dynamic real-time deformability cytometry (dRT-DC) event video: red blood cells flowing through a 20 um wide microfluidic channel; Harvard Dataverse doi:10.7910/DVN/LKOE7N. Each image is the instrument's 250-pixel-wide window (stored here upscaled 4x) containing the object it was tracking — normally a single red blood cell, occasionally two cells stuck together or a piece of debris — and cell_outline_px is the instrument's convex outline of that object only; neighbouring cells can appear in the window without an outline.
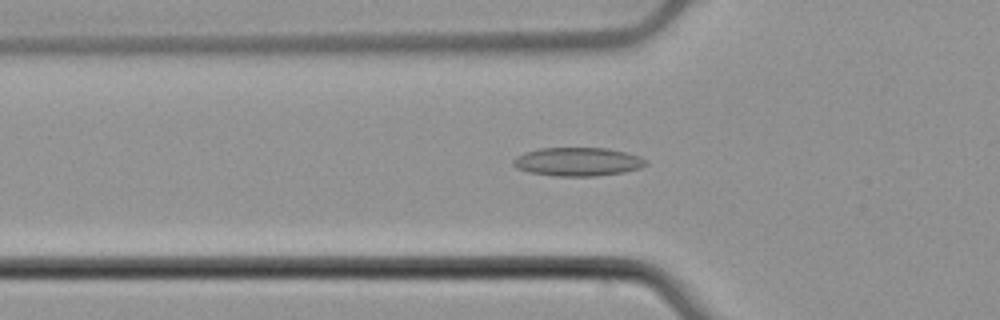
{"species": "common noctule bat (a hibernating species)", "species_latin": "Nyctalus noctula", "temperature_condition": "cold", "stored_images_in_passage": 51, "camera_frame_rate_fps": 3000, "um_per_image_px": 0.085, "animal": {"sex": "male", "body_mass_g": 21.5, "forearm_length_mm": 52.0}, "frame": {"image": 1, "passage_image": 16, "time_ms": 5.0, "image_size_px": [1000, 320], "cell_outline_px": [[648, 164], [640, 168], [624, 172], [596, 176], [552, 176], [528, 172], [516, 168], [512, 164], [512, 160], [516, 156], [524, 152], [540, 148], [608, 148], [640, 156], [648, 160]], "centroid_in_image_um": [49.09, 13.75], "position_along_channel_um": 76.7, "area_um2": 22.31}}
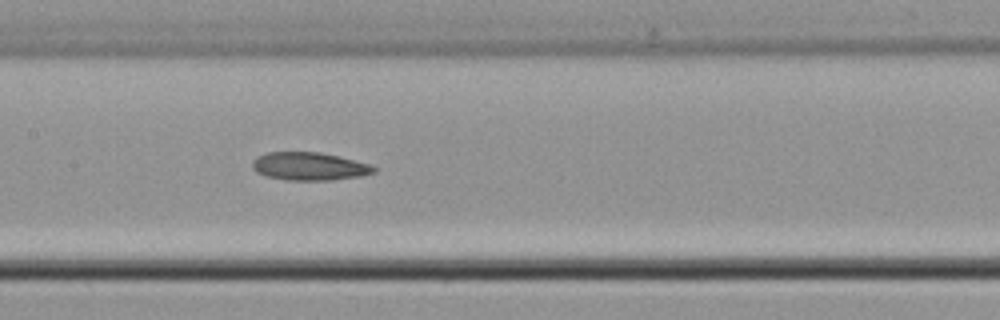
{"frame": {"image": 2, "passage_image": 24, "time_ms": 7.667, "image_size_px": [1000, 320], "cell_outline_px": [[376, 172], [360, 176], [332, 180], [288, 180], [268, 176], [256, 172], [252, 168], [252, 164], [256, 156], [268, 152], [320, 152], [368, 164], [376, 168]], "centroid_in_image_um": [26.26, 14.14], "position_along_channel_um": 181.1, "area_um2": 19.59}}
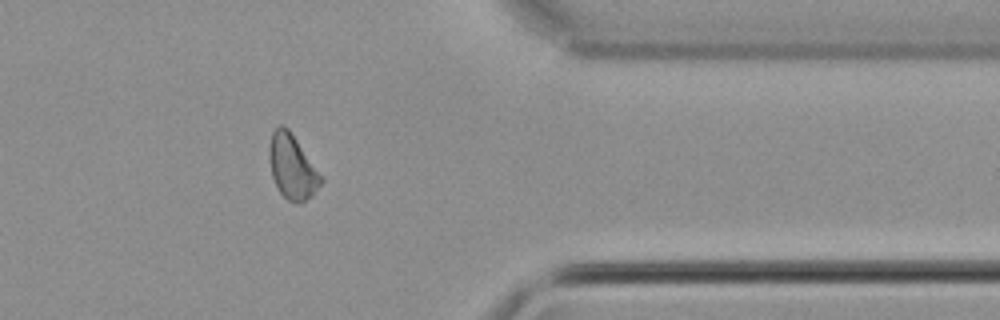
{"frame": {"image": 3, "passage_image": 41, "time_ms": 13.333, "image_size_px": [1000, 320], "cell_outline_px": [[324, 180], [312, 196], [300, 204], [288, 200], [280, 192], [272, 176], [268, 156], [268, 148], [272, 132], [280, 124], [284, 124], [288, 128], [324, 176]], "centroid_in_image_um": [24.86, 14.17], "position_along_channel_um": 386.5, "area_um2": 19.71}}